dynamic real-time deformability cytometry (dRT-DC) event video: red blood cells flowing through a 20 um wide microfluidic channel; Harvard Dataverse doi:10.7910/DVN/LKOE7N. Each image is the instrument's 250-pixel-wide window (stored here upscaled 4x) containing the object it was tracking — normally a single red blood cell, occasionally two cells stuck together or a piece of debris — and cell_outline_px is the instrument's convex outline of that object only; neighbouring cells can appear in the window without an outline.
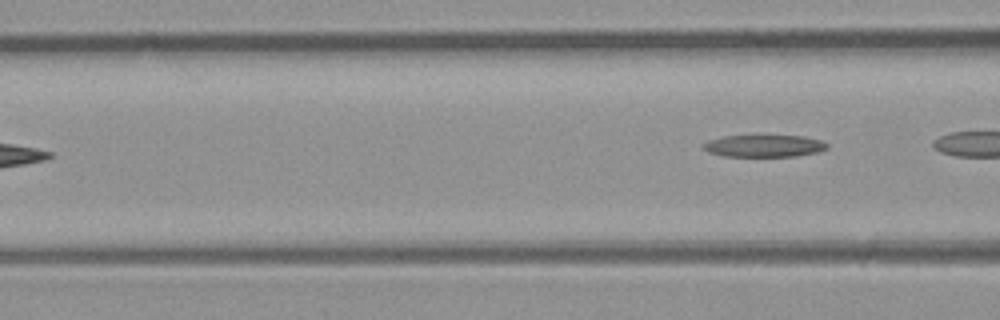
{"species": "common noctule bat (a hibernating species)", "species_latin": "Nyctalus noctula", "temperature_condition": "room temperature", "stored_images_in_passage": 4, "camera_frame_rate_fps": 3000, "um_per_image_px": 0.085, "animal": {"sex": "male", "body_mass_g": 23.1, "forearm_length_mm": 52.7}, "frame": {"image": 1, "passage_image": 4, "time_ms": 3.667, "image_size_px": [1000, 320], "cell_outline_px": [[828, 148], [820, 152], [796, 156], [724, 156], [708, 152], [700, 144], [708, 140], [724, 136], [756, 132], [804, 136], [820, 140], [828, 144]], "centroid_in_image_um": [64.94, 12.34], "position_along_channel_um": 101.7, "area_um2": 17.11}}